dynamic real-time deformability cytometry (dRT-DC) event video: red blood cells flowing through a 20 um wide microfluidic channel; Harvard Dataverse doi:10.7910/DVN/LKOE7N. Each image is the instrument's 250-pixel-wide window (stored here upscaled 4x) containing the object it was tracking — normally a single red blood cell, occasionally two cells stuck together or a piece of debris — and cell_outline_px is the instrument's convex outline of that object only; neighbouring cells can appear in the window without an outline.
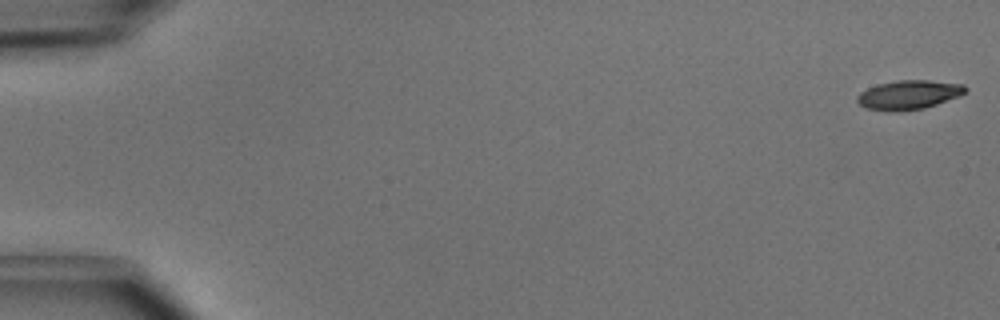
{"species": "common noctule bat (a hibernating species)", "species_latin": "Nyctalus noctula", "temperature_condition": "cold", "stored_images_in_passage": 34, "camera_frame_rate_fps": 3000, "um_per_image_px": 0.085, "animal": {"sex": "male", "body_mass_g": 15.6}, "frame": {"image": 1, "passage_image": 1, "time_ms": 0.0, "image_size_px": [1000, 320], "cell_outline_px": [[968, 88], [960, 96], [924, 108], [896, 112], [888, 112], [868, 108], [860, 104], [856, 100], [856, 96], [860, 92], [868, 88], [880, 84], [896, 80], [928, 80], [964, 84]], "centroid_in_image_um": [77.24, 8.06], "position_along_channel_um": 7.8, "area_um2": 18.38}}
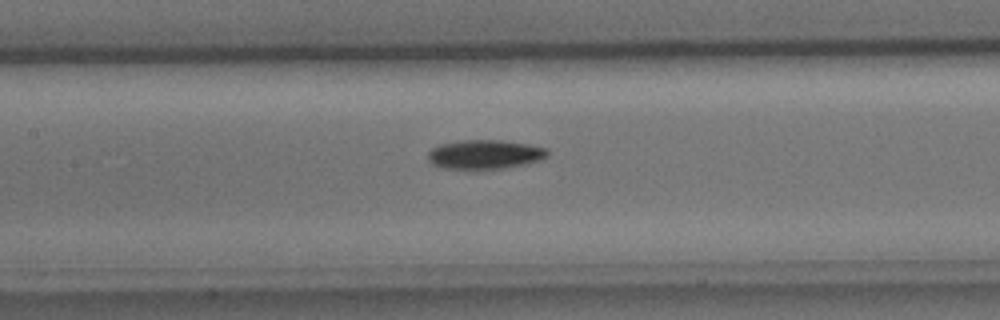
{"frame": {"image": 2, "passage_image": 24, "time_ms": 7.667, "image_size_px": [1000, 320], "cell_outline_px": [[548, 156], [540, 160], [528, 164], [504, 168], [440, 168], [432, 164], [428, 160], [428, 152], [432, 148], [440, 144], [460, 140], [500, 140], [528, 144], [548, 148]], "centroid_in_image_um": [41.22, 13.12], "position_along_channel_um": 166.2, "area_um2": 20.35}}
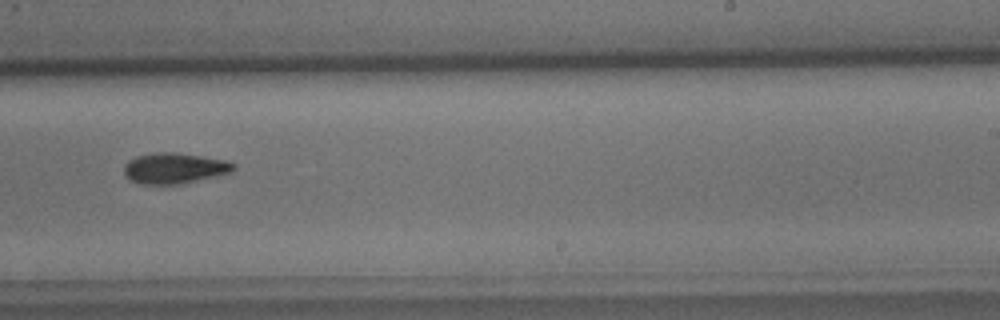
{"frame": {"image": 3, "passage_image": 32, "time_ms": 10.333, "image_size_px": [1000, 320], "cell_outline_px": [[236, 168], [232, 172], [180, 184], [144, 184], [132, 180], [124, 176], [124, 164], [128, 160], [136, 156], [156, 152], [172, 152], [200, 156], [224, 160], [236, 164]], "centroid_in_image_um": [14.8, 14.29], "position_along_channel_um": 274.2, "area_um2": 19.48}}